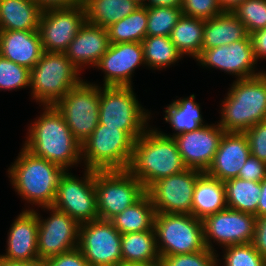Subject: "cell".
Segmentation results:
<instances>
[{"label": "cell", "instance_id": "cell-1", "mask_svg": "<svg viewBox=\"0 0 266 266\" xmlns=\"http://www.w3.org/2000/svg\"><path fill=\"white\" fill-rule=\"evenodd\" d=\"M42 107V114L28 128L23 147L34 156L42 157L69 171L71 167L82 163L81 144L74 138L65 119L54 106Z\"/></svg>", "mask_w": 266, "mask_h": 266}, {"label": "cell", "instance_id": "cell-2", "mask_svg": "<svg viewBox=\"0 0 266 266\" xmlns=\"http://www.w3.org/2000/svg\"><path fill=\"white\" fill-rule=\"evenodd\" d=\"M151 126L135 140L132 158L127 169L146 190L159 179L187 169L174 138L161 134L158 128Z\"/></svg>", "mask_w": 266, "mask_h": 266}, {"label": "cell", "instance_id": "cell-3", "mask_svg": "<svg viewBox=\"0 0 266 266\" xmlns=\"http://www.w3.org/2000/svg\"><path fill=\"white\" fill-rule=\"evenodd\" d=\"M65 172L63 167L34 156L24 147L7 171L10 182L21 199L39 207L52 206L57 186Z\"/></svg>", "mask_w": 266, "mask_h": 266}, {"label": "cell", "instance_id": "cell-4", "mask_svg": "<svg viewBox=\"0 0 266 266\" xmlns=\"http://www.w3.org/2000/svg\"><path fill=\"white\" fill-rule=\"evenodd\" d=\"M221 104L218 125L225 132H244L266 120V72L234 80Z\"/></svg>", "mask_w": 266, "mask_h": 266}, {"label": "cell", "instance_id": "cell-5", "mask_svg": "<svg viewBox=\"0 0 266 266\" xmlns=\"http://www.w3.org/2000/svg\"><path fill=\"white\" fill-rule=\"evenodd\" d=\"M65 53L43 52L30 70L31 96L41 106H54L83 79Z\"/></svg>", "mask_w": 266, "mask_h": 266}, {"label": "cell", "instance_id": "cell-6", "mask_svg": "<svg viewBox=\"0 0 266 266\" xmlns=\"http://www.w3.org/2000/svg\"><path fill=\"white\" fill-rule=\"evenodd\" d=\"M150 115L139 103L133 86H99L100 124L124 130L136 140L149 127Z\"/></svg>", "mask_w": 266, "mask_h": 266}, {"label": "cell", "instance_id": "cell-7", "mask_svg": "<svg viewBox=\"0 0 266 266\" xmlns=\"http://www.w3.org/2000/svg\"><path fill=\"white\" fill-rule=\"evenodd\" d=\"M135 140L124 130L98 124L81 145L85 169L126 170L129 167Z\"/></svg>", "mask_w": 266, "mask_h": 266}, {"label": "cell", "instance_id": "cell-8", "mask_svg": "<svg viewBox=\"0 0 266 266\" xmlns=\"http://www.w3.org/2000/svg\"><path fill=\"white\" fill-rule=\"evenodd\" d=\"M156 244L160 257L205 250L202 220L191 214L156 213Z\"/></svg>", "mask_w": 266, "mask_h": 266}, {"label": "cell", "instance_id": "cell-9", "mask_svg": "<svg viewBox=\"0 0 266 266\" xmlns=\"http://www.w3.org/2000/svg\"><path fill=\"white\" fill-rule=\"evenodd\" d=\"M99 219L111 220L145 194L143 184L126 170H94Z\"/></svg>", "mask_w": 266, "mask_h": 266}, {"label": "cell", "instance_id": "cell-10", "mask_svg": "<svg viewBox=\"0 0 266 266\" xmlns=\"http://www.w3.org/2000/svg\"><path fill=\"white\" fill-rule=\"evenodd\" d=\"M54 107L65 119L74 138L82 145L99 124V85L83 79Z\"/></svg>", "mask_w": 266, "mask_h": 266}, {"label": "cell", "instance_id": "cell-11", "mask_svg": "<svg viewBox=\"0 0 266 266\" xmlns=\"http://www.w3.org/2000/svg\"><path fill=\"white\" fill-rule=\"evenodd\" d=\"M83 177H76L66 171L57 186L52 207L66 213L79 224L99 219L94 170L84 169Z\"/></svg>", "mask_w": 266, "mask_h": 266}, {"label": "cell", "instance_id": "cell-12", "mask_svg": "<svg viewBox=\"0 0 266 266\" xmlns=\"http://www.w3.org/2000/svg\"><path fill=\"white\" fill-rule=\"evenodd\" d=\"M121 237L111 221L96 219L80 224L78 248L89 266H120Z\"/></svg>", "mask_w": 266, "mask_h": 266}, {"label": "cell", "instance_id": "cell-13", "mask_svg": "<svg viewBox=\"0 0 266 266\" xmlns=\"http://www.w3.org/2000/svg\"><path fill=\"white\" fill-rule=\"evenodd\" d=\"M256 219L255 215L228 207L206 216L202 219V225L207 249L217 252L213 243L222 248L229 245L251 243L254 237Z\"/></svg>", "mask_w": 266, "mask_h": 266}, {"label": "cell", "instance_id": "cell-14", "mask_svg": "<svg viewBox=\"0 0 266 266\" xmlns=\"http://www.w3.org/2000/svg\"><path fill=\"white\" fill-rule=\"evenodd\" d=\"M203 173L187 168L154 182L147 190L156 213L191 214L194 188Z\"/></svg>", "mask_w": 266, "mask_h": 266}, {"label": "cell", "instance_id": "cell-15", "mask_svg": "<svg viewBox=\"0 0 266 266\" xmlns=\"http://www.w3.org/2000/svg\"><path fill=\"white\" fill-rule=\"evenodd\" d=\"M85 22L83 4L42 11L38 31L43 50L64 53Z\"/></svg>", "mask_w": 266, "mask_h": 266}, {"label": "cell", "instance_id": "cell-16", "mask_svg": "<svg viewBox=\"0 0 266 266\" xmlns=\"http://www.w3.org/2000/svg\"><path fill=\"white\" fill-rule=\"evenodd\" d=\"M51 214L38 217V254L42 261L75 249L79 244L80 224L72 217L54 207H42ZM39 213V214H38Z\"/></svg>", "mask_w": 266, "mask_h": 266}, {"label": "cell", "instance_id": "cell-17", "mask_svg": "<svg viewBox=\"0 0 266 266\" xmlns=\"http://www.w3.org/2000/svg\"><path fill=\"white\" fill-rule=\"evenodd\" d=\"M196 61L203 68L219 69L234 75L236 80L255 77L264 72L259 69L257 72L250 35L228 45L202 50Z\"/></svg>", "mask_w": 266, "mask_h": 266}, {"label": "cell", "instance_id": "cell-18", "mask_svg": "<svg viewBox=\"0 0 266 266\" xmlns=\"http://www.w3.org/2000/svg\"><path fill=\"white\" fill-rule=\"evenodd\" d=\"M140 65L146 66L141 42L110 44L95 68L104 73L103 86L132 87V76Z\"/></svg>", "mask_w": 266, "mask_h": 266}, {"label": "cell", "instance_id": "cell-19", "mask_svg": "<svg viewBox=\"0 0 266 266\" xmlns=\"http://www.w3.org/2000/svg\"><path fill=\"white\" fill-rule=\"evenodd\" d=\"M224 132L218 123H213L173 137L184 165L205 172L212 163Z\"/></svg>", "mask_w": 266, "mask_h": 266}, {"label": "cell", "instance_id": "cell-20", "mask_svg": "<svg viewBox=\"0 0 266 266\" xmlns=\"http://www.w3.org/2000/svg\"><path fill=\"white\" fill-rule=\"evenodd\" d=\"M6 253L0 257L18 261L41 260L38 254V217L26 208L14 219L7 234Z\"/></svg>", "mask_w": 266, "mask_h": 266}, {"label": "cell", "instance_id": "cell-21", "mask_svg": "<svg viewBox=\"0 0 266 266\" xmlns=\"http://www.w3.org/2000/svg\"><path fill=\"white\" fill-rule=\"evenodd\" d=\"M250 155L244 132H224L212 163L205 173L222 182L236 178Z\"/></svg>", "mask_w": 266, "mask_h": 266}, {"label": "cell", "instance_id": "cell-22", "mask_svg": "<svg viewBox=\"0 0 266 266\" xmlns=\"http://www.w3.org/2000/svg\"><path fill=\"white\" fill-rule=\"evenodd\" d=\"M109 46L107 29L85 22L64 53L81 71L88 65L96 67Z\"/></svg>", "mask_w": 266, "mask_h": 266}, {"label": "cell", "instance_id": "cell-23", "mask_svg": "<svg viewBox=\"0 0 266 266\" xmlns=\"http://www.w3.org/2000/svg\"><path fill=\"white\" fill-rule=\"evenodd\" d=\"M38 30L0 31V56L31 70L43 54Z\"/></svg>", "mask_w": 266, "mask_h": 266}, {"label": "cell", "instance_id": "cell-24", "mask_svg": "<svg viewBox=\"0 0 266 266\" xmlns=\"http://www.w3.org/2000/svg\"><path fill=\"white\" fill-rule=\"evenodd\" d=\"M227 208L224 182L203 172L197 179L192 201V215L203 219Z\"/></svg>", "mask_w": 266, "mask_h": 266}, {"label": "cell", "instance_id": "cell-25", "mask_svg": "<svg viewBox=\"0 0 266 266\" xmlns=\"http://www.w3.org/2000/svg\"><path fill=\"white\" fill-rule=\"evenodd\" d=\"M248 35L244 24L232 12H222L205 20L202 50L228 45Z\"/></svg>", "mask_w": 266, "mask_h": 266}, {"label": "cell", "instance_id": "cell-26", "mask_svg": "<svg viewBox=\"0 0 266 266\" xmlns=\"http://www.w3.org/2000/svg\"><path fill=\"white\" fill-rule=\"evenodd\" d=\"M41 14L33 0H0V31L38 30Z\"/></svg>", "mask_w": 266, "mask_h": 266}, {"label": "cell", "instance_id": "cell-27", "mask_svg": "<svg viewBox=\"0 0 266 266\" xmlns=\"http://www.w3.org/2000/svg\"><path fill=\"white\" fill-rule=\"evenodd\" d=\"M195 95L187 98L173 100L164 110V120L169 123L174 133L169 135L158 130L167 137H175L179 134L197 130L208 123H204L200 104L195 102Z\"/></svg>", "mask_w": 266, "mask_h": 266}, {"label": "cell", "instance_id": "cell-28", "mask_svg": "<svg viewBox=\"0 0 266 266\" xmlns=\"http://www.w3.org/2000/svg\"><path fill=\"white\" fill-rule=\"evenodd\" d=\"M122 264L159 265L155 231L147 230L122 234Z\"/></svg>", "mask_w": 266, "mask_h": 266}, {"label": "cell", "instance_id": "cell-29", "mask_svg": "<svg viewBox=\"0 0 266 266\" xmlns=\"http://www.w3.org/2000/svg\"><path fill=\"white\" fill-rule=\"evenodd\" d=\"M156 211L146 193L139 201L126 208L110 221L121 234L153 230Z\"/></svg>", "mask_w": 266, "mask_h": 266}, {"label": "cell", "instance_id": "cell-30", "mask_svg": "<svg viewBox=\"0 0 266 266\" xmlns=\"http://www.w3.org/2000/svg\"><path fill=\"white\" fill-rule=\"evenodd\" d=\"M205 20L182 15L172 29L170 38L184 57L197 59L202 52Z\"/></svg>", "mask_w": 266, "mask_h": 266}, {"label": "cell", "instance_id": "cell-31", "mask_svg": "<svg viewBox=\"0 0 266 266\" xmlns=\"http://www.w3.org/2000/svg\"><path fill=\"white\" fill-rule=\"evenodd\" d=\"M82 4L86 22L102 28L127 17L138 7L130 0H82Z\"/></svg>", "mask_w": 266, "mask_h": 266}, {"label": "cell", "instance_id": "cell-32", "mask_svg": "<svg viewBox=\"0 0 266 266\" xmlns=\"http://www.w3.org/2000/svg\"><path fill=\"white\" fill-rule=\"evenodd\" d=\"M227 207L256 216L260 200L261 182L238 177L224 182Z\"/></svg>", "mask_w": 266, "mask_h": 266}, {"label": "cell", "instance_id": "cell-33", "mask_svg": "<svg viewBox=\"0 0 266 266\" xmlns=\"http://www.w3.org/2000/svg\"><path fill=\"white\" fill-rule=\"evenodd\" d=\"M148 7H137L127 17L107 29L110 44L142 42L147 36Z\"/></svg>", "mask_w": 266, "mask_h": 266}, {"label": "cell", "instance_id": "cell-34", "mask_svg": "<svg viewBox=\"0 0 266 266\" xmlns=\"http://www.w3.org/2000/svg\"><path fill=\"white\" fill-rule=\"evenodd\" d=\"M141 43L146 67L150 69L163 70L183 58L170 37L146 36Z\"/></svg>", "mask_w": 266, "mask_h": 266}, {"label": "cell", "instance_id": "cell-35", "mask_svg": "<svg viewBox=\"0 0 266 266\" xmlns=\"http://www.w3.org/2000/svg\"><path fill=\"white\" fill-rule=\"evenodd\" d=\"M181 16V7H148L147 36L170 37Z\"/></svg>", "mask_w": 266, "mask_h": 266}, {"label": "cell", "instance_id": "cell-36", "mask_svg": "<svg viewBox=\"0 0 266 266\" xmlns=\"http://www.w3.org/2000/svg\"><path fill=\"white\" fill-rule=\"evenodd\" d=\"M232 13L244 24L249 35L266 28V0H246Z\"/></svg>", "mask_w": 266, "mask_h": 266}, {"label": "cell", "instance_id": "cell-37", "mask_svg": "<svg viewBox=\"0 0 266 266\" xmlns=\"http://www.w3.org/2000/svg\"><path fill=\"white\" fill-rule=\"evenodd\" d=\"M30 87V70L0 56V90Z\"/></svg>", "mask_w": 266, "mask_h": 266}, {"label": "cell", "instance_id": "cell-38", "mask_svg": "<svg viewBox=\"0 0 266 266\" xmlns=\"http://www.w3.org/2000/svg\"><path fill=\"white\" fill-rule=\"evenodd\" d=\"M224 248L222 266H262L265 259L257 253L252 243L229 245ZM220 258L218 259V266Z\"/></svg>", "mask_w": 266, "mask_h": 266}, {"label": "cell", "instance_id": "cell-39", "mask_svg": "<svg viewBox=\"0 0 266 266\" xmlns=\"http://www.w3.org/2000/svg\"><path fill=\"white\" fill-rule=\"evenodd\" d=\"M219 254L205 249L191 254H177L160 258V266H218Z\"/></svg>", "mask_w": 266, "mask_h": 266}, {"label": "cell", "instance_id": "cell-40", "mask_svg": "<svg viewBox=\"0 0 266 266\" xmlns=\"http://www.w3.org/2000/svg\"><path fill=\"white\" fill-rule=\"evenodd\" d=\"M182 15L203 20L218 16L223 11L217 0H182Z\"/></svg>", "mask_w": 266, "mask_h": 266}, {"label": "cell", "instance_id": "cell-41", "mask_svg": "<svg viewBox=\"0 0 266 266\" xmlns=\"http://www.w3.org/2000/svg\"><path fill=\"white\" fill-rule=\"evenodd\" d=\"M251 155L266 163V120L244 131Z\"/></svg>", "mask_w": 266, "mask_h": 266}, {"label": "cell", "instance_id": "cell-42", "mask_svg": "<svg viewBox=\"0 0 266 266\" xmlns=\"http://www.w3.org/2000/svg\"><path fill=\"white\" fill-rule=\"evenodd\" d=\"M266 177V163L250 155L238 173V178L261 182Z\"/></svg>", "mask_w": 266, "mask_h": 266}, {"label": "cell", "instance_id": "cell-43", "mask_svg": "<svg viewBox=\"0 0 266 266\" xmlns=\"http://www.w3.org/2000/svg\"><path fill=\"white\" fill-rule=\"evenodd\" d=\"M45 266H89L83 253L77 247L44 261Z\"/></svg>", "mask_w": 266, "mask_h": 266}, {"label": "cell", "instance_id": "cell-44", "mask_svg": "<svg viewBox=\"0 0 266 266\" xmlns=\"http://www.w3.org/2000/svg\"><path fill=\"white\" fill-rule=\"evenodd\" d=\"M251 243L257 253L266 260V216L257 217L254 237Z\"/></svg>", "mask_w": 266, "mask_h": 266}, {"label": "cell", "instance_id": "cell-45", "mask_svg": "<svg viewBox=\"0 0 266 266\" xmlns=\"http://www.w3.org/2000/svg\"><path fill=\"white\" fill-rule=\"evenodd\" d=\"M250 37L256 61L266 59V28L256 30Z\"/></svg>", "mask_w": 266, "mask_h": 266}, {"label": "cell", "instance_id": "cell-46", "mask_svg": "<svg viewBox=\"0 0 266 266\" xmlns=\"http://www.w3.org/2000/svg\"><path fill=\"white\" fill-rule=\"evenodd\" d=\"M42 11L49 9L68 8L82 4V0H33Z\"/></svg>", "mask_w": 266, "mask_h": 266}, {"label": "cell", "instance_id": "cell-47", "mask_svg": "<svg viewBox=\"0 0 266 266\" xmlns=\"http://www.w3.org/2000/svg\"><path fill=\"white\" fill-rule=\"evenodd\" d=\"M0 266H45L42 260L18 261L0 257Z\"/></svg>", "mask_w": 266, "mask_h": 266}, {"label": "cell", "instance_id": "cell-48", "mask_svg": "<svg viewBox=\"0 0 266 266\" xmlns=\"http://www.w3.org/2000/svg\"><path fill=\"white\" fill-rule=\"evenodd\" d=\"M259 216H266V177L261 181L260 200L256 212V217Z\"/></svg>", "mask_w": 266, "mask_h": 266}, {"label": "cell", "instance_id": "cell-49", "mask_svg": "<svg viewBox=\"0 0 266 266\" xmlns=\"http://www.w3.org/2000/svg\"><path fill=\"white\" fill-rule=\"evenodd\" d=\"M246 0H217L223 12H232Z\"/></svg>", "mask_w": 266, "mask_h": 266}, {"label": "cell", "instance_id": "cell-50", "mask_svg": "<svg viewBox=\"0 0 266 266\" xmlns=\"http://www.w3.org/2000/svg\"><path fill=\"white\" fill-rule=\"evenodd\" d=\"M182 0H148V7H181Z\"/></svg>", "mask_w": 266, "mask_h": 266}, {"label": "cell", "instance_id": "cell-51", "mask_svg": "<svg viewBox=\"0 0 266 266\" xmlns=\"http://www.w3.org/2000/svg\"><path fill=\"white\" fill-rule=\"evenodd\" d=\"M139 7H148V0H130Z\"/></svg>", "mask_w": 266, "mask_h": 266}, {"label": "cell", "instance_id": "cell-52", "mask_svg": "<svg viewBox=\"0 0 266 266\" xmlns=\"http://www.w3.org/2000/svg\"><path fill=\"white\" fill-rule=\"evenodd\" d=\"M120 266H160V265H136V264H121Z\"/></svg>", "mask_w": 266, "mask_h": 266}]
</instances>
